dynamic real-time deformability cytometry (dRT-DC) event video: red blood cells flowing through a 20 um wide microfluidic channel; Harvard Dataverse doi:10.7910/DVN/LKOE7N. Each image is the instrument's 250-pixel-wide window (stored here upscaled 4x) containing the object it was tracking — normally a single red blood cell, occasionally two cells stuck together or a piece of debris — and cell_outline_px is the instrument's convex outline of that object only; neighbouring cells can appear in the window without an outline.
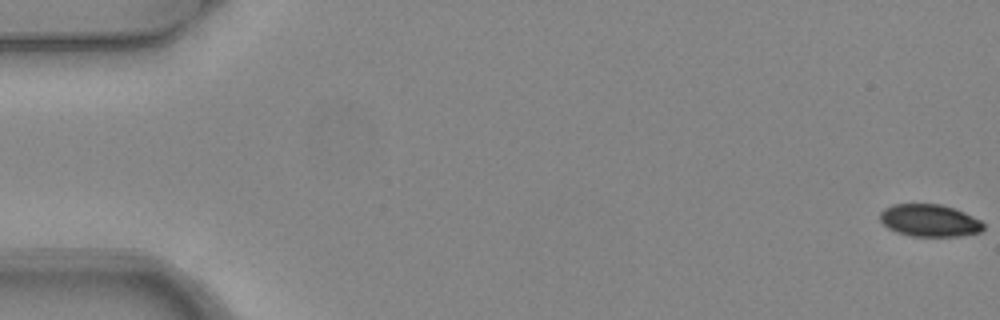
{"species": "common noctule bat (a hibernating species)", "species_latin": "Nyctalus noctula", "temperature_condition": "warm", "stored_images_in_passage": 3, "camera_frame_rate_fps": 3000, "um_per_image_px": 0.085, "animal": {"sex": "female", "body_mass_g": 24.6, "forearm_length_mm": 56.2}, "frame": {"image": 1, "passage_image": 1, "time_ms": 0.0, "image_size_px": [1000, 320], "cell_outline_px": [[984, 228], [980, 232], [960, 236], [912, 236], [896, 232], [888, 228], [880, 220], [880, 212], [884, 208], [892, 204], [940, 204], [964, 212], [980, 220], [984, 224]], "centroid_in_image_um": [79.0, 18.74], "position_along_channel_um": 6.0, "area_um2": 19.42}}